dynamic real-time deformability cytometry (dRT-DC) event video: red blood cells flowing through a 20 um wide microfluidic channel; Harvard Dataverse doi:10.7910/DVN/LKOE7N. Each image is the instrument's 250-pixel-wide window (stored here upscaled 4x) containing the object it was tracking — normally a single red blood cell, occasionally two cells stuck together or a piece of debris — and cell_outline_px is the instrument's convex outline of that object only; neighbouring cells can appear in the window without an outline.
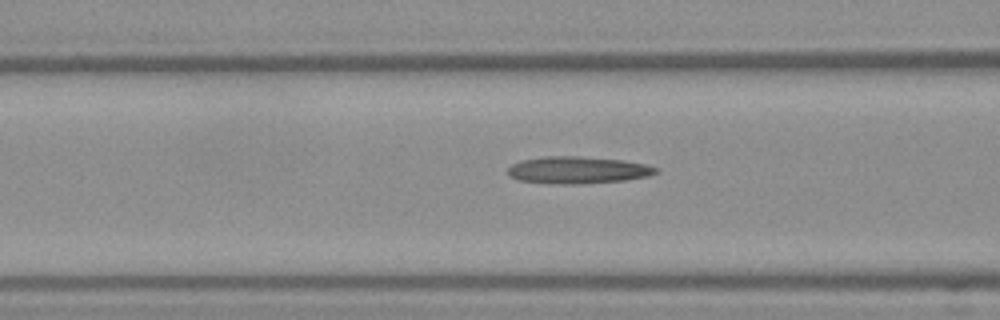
{"species": "Egyptian fruit bat (a non-hibernating species)", "species_latin": "Rousettus aegyptiacus", "temperature_condition": "warm", "stored_images_in_passage": 9, "camera_frame_rate_fps": 3000, "um_per_image_px": 0.085, "frame": {"image": 1, "passage_image": 7, "time_ms": 2.0, "image_size_px": [1000, 320], "cell_outline_px": [[660, 172], [648, 176], [624, 180], [576, 184], [560, 184], [516, 180], [508, 176], [508, 168], [512, 164], [520, 160], [544, 156], [576, 156], [624, 160], [644, 164], [656, 168]], "centroid_in_image_um": [49.06, 14.45], "position_along_channel_um": 117.5, "area_um2": 23.35}}